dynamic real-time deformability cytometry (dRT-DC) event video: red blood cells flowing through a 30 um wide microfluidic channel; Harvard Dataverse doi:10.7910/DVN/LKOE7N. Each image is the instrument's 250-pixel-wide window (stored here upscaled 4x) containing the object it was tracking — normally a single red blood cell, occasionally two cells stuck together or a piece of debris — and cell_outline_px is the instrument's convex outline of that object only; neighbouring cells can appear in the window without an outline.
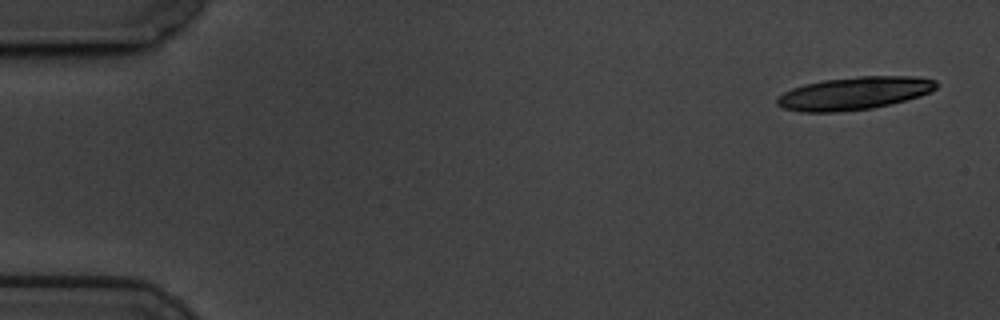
{"species": "common noctule bat (a hibernating species)", "species_latin": "Nyctalus noctula", "temperature_condition": "cold", "stored_images_in_passage": 18, "camera_frame_rate_fps": 3000, "um_per_image_px": 0.085, "animal": {"sex": "male", "body_mass_g": 19.5, "forearm_length_mm": 54.6}, "frame": {"image": 1, "passage_image": 1, "time_ms": 0.0, "image_size_px": [1000, 320], "cell_outline_px": [[936, 88], [920, 96], [872, 108], [836, 112], [800, 112], [784, 108], [776, 104], [776, 100], [784, 92], [792, 88], [804, 84], [824, 80], [856, 76], [912, 76], [936, 80]], "centroid_in_image_um": [72.57, 7.92], "position_along_channel_um": 12.4, "area_um2": 30.23}}